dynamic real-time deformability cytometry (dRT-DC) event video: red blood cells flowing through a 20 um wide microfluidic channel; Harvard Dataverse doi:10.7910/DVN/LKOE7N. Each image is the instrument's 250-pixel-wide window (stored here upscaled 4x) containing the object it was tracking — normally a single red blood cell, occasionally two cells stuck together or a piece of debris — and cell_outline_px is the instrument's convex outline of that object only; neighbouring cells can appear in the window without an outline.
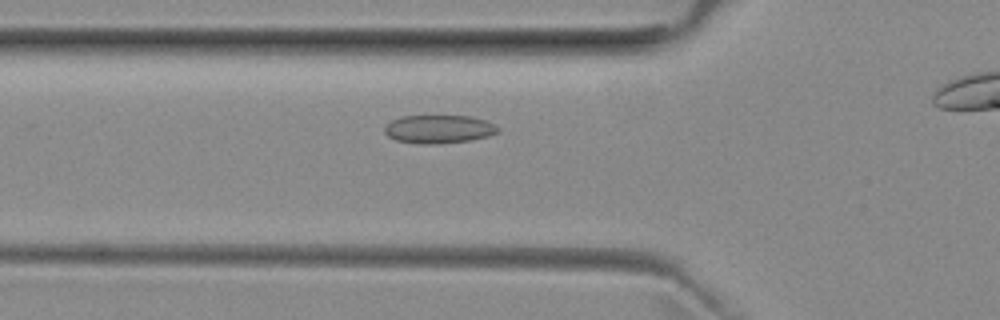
{"species": "common noctule bat (a hibernating species)", "species_latin": "Nyctalus noctula", "temperature_condition": "room temperature", "stored_images_in_passage": 37, "camera_frame_rate_fps": 3000, "um_per_image_px": 0.085, "animal": {"sex": "female", "body_mass_g": 29.2, "forearm_length_mm": 56.3}, "frame": {"image": 1, "passage_image": 12, "time_ms": 3.667, "image_size_px": [1000, 320], "cell_outline_px": [[500, 132], [488, 136], [468, 140], [436, 144], [420, 144], [396, 140], [388, 136], [384, 132], [384, 128], [392, 120], [400, 116], [472, 116], [488, 120], [496, 124], [500, 128]], "centroid_in_image_um": [37.34, 10.97], "position_along_channel_um": 88.5, "area_um2": 18.84}}
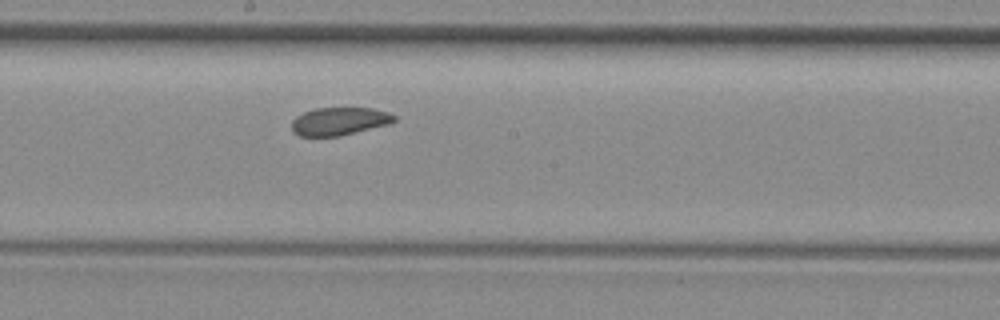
{"frame": {"image": 2, "passage_image": 22, "time_ms": 7.0, "image_size_px": [1000, 320], "cell_outline_px": [[396, 120], [388, 124], [340, 136], [300, 136], [292, 132], [292, 120], [296, 116], [304, 112], [316, 108], [372, 108], [388, 112], [396, 116]], "centroid_in_image_um": [28.83, 10.31], "position_along_channel_um": 219.4, "area_um2": 16.65}}
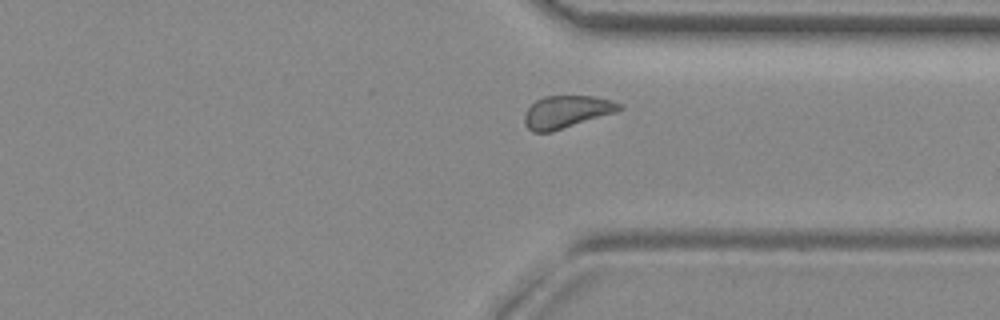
{"frame": {"image": 3, "passage_image": 33, "time_ms": 10.667, "image_size_px": [1000, 320], "cell_outline_px": [[624, 108], [616, 112], [552, 132], [532, 132], [524, 124], [524, 112], [536, 100], [544, 96], [592, 96], [612, 100], [624, 104]], "centroid_in_image_um": [48.17, 9.5], "position_along_channel_um": 363.2, "area_um2": 18.09}}